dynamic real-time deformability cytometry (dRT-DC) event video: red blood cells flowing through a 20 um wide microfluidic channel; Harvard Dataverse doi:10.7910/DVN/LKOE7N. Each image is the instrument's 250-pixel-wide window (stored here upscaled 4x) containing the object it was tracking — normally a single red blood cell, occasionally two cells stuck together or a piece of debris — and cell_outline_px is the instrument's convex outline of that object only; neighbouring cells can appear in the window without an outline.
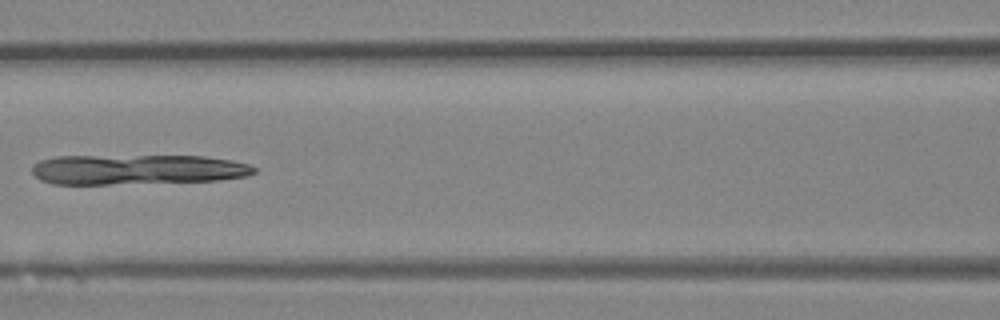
{"species": "Egyptian fruit bat (a non-hibernating species)", "species_latin": "Rousettus aegyptiacus", "temperature_condition": "room temperature", "stored_images_in_passage": 42, "camera_frame_rate_fps": 3000, "um_per_image_px": 0.085, "animal": {"sex": "female"}, "frame": {"image": 1, "passage_image": 19, "time_ms": 6.0, "image_size_px": [1000, 320], "cell_outline_px": [[256, 172], [248, 176], [220, 180], [108, 184], [52, 184], [40, 180], [32, 172], [32, 164], [40, 160], [56, 156], [204, 156], [232, 160], [248, 164], [256, 168]], "centroid_in_image_um": [11.65, 14.4], "position_along_channel_um": 154.9, "area_um2": 39.02}}